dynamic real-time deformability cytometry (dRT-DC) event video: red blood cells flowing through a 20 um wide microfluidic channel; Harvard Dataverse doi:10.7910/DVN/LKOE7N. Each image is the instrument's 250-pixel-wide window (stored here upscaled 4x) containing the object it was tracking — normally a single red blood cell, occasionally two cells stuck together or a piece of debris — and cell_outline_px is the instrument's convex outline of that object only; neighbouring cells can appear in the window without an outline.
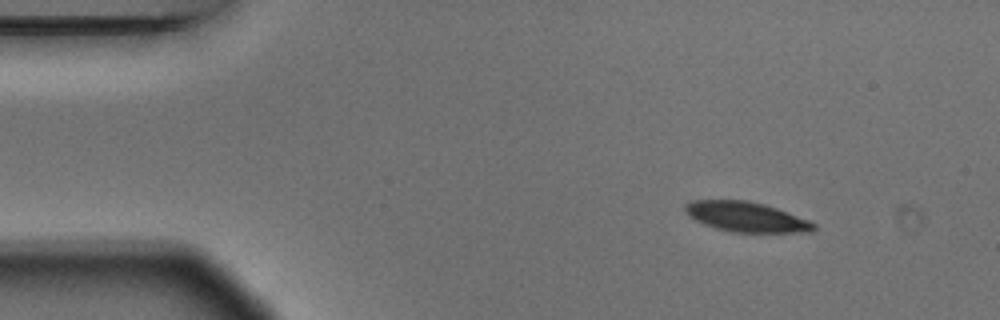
{"species": "Egyptian fruit bat (a non-hibernating species)", "species_latin": "Rousettus aegyptiacus", "temperature_condition": "warm", "stored_images_in_passage": 4, "camera_frame_rate_fps": 3000, "um_per_image_px": 0.085, "animal": {"sex": "male"}, "frame": {"image": 1, "passage_image": 1, "time_ms": 0.0, "image_size_px": [1000, 320], "cell_outline_px": [[816, 228], [812, 232], [732, 232], [716, 228], [704, 224], [688, 216], [684, 208], [684, 204], [692, 200], [748, 200], [764, 204], [776, 208], [808, 220], [816, 224]], "centroid_in_image_um": [63.41, 18.43], "position_along_channel_um": 21.6, "area_um2": 22.37}}
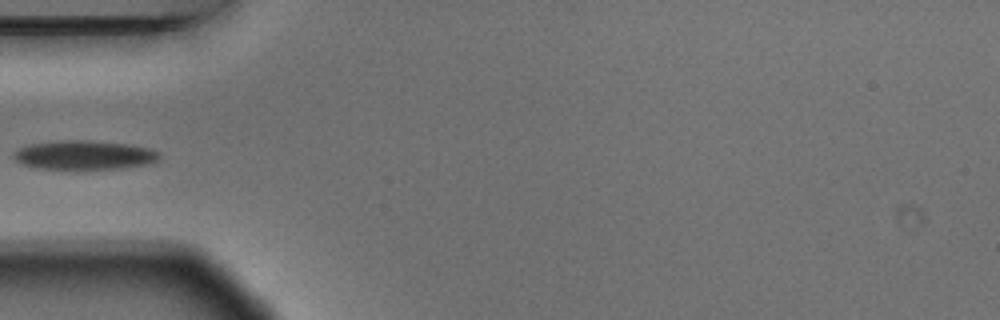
{"frame": {"image": 2, "passage_image": 3, "time_ms": 0.667, "image_size_px": [1000, 320], "cell_outline_px": [[160, 160], [152, 164], [124, 168], [36, 168], [20, 164], [12, 156], [12, 152], [28, 144], [60, 140], [88, 140], [128, 144], [152, 148], [160, 152]], "centroid_in_image_um": [7.2, 13.17], "position_along_channel_um": 77.8, "area_um2": 24.91}}
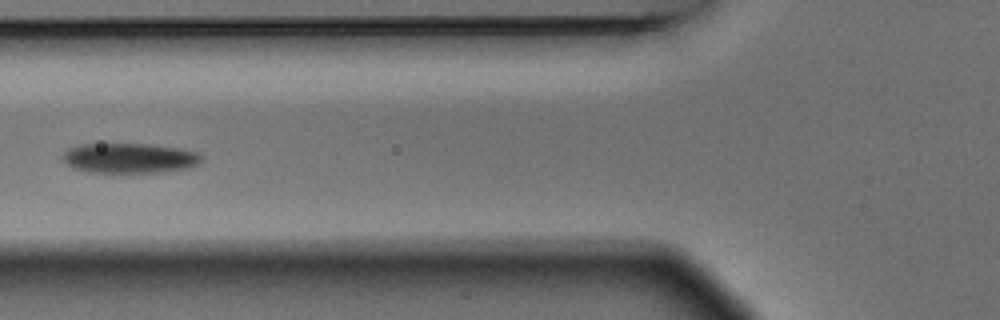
{"frame": {"image": 3, "passage_image": 4, "time_ms": 1.0, "image_size_px": [1000, 320], "cell_outline_px": [[204, 160], [188, 168], [164, 172], [88, 172], [72, 168], [64, 160], [64, 152], [68, 148], [80, 144], [148, 144], [180, 148], [196, 152], [204, 156]], "centroid_in_image_um": [11.04, 13.44], "position_along_channel_um": 114.8, "area_um2": 24.28}}